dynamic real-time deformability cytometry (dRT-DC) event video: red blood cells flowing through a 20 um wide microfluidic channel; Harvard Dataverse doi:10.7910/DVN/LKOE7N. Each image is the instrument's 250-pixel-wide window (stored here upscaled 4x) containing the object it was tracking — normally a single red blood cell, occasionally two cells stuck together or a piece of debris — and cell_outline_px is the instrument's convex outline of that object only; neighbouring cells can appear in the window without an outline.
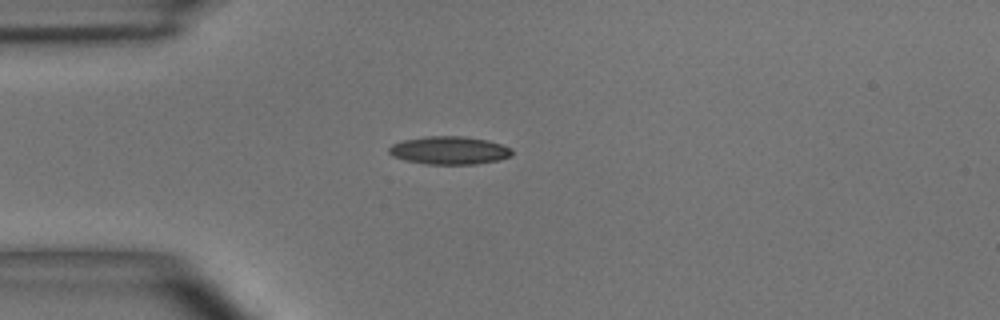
{"species": "common noctule bat (a hibernating species)", "species_latin": "Nyctalus noctula", "temperature_condition": "room temperature", "stored_images_in_passage": 2, "camera_frame_rate_fps": 3000, "um_per_image_px": 0.085, "animal": {"sex": "male", "body_mass_g": 15.6}, "frame": {"image": 1, "passage_image": 1, "time_ms": 0.0, "image_size_px": [1000, 320], "cell_outline_px": [[512, 156], [500, 160], [476, 164], [424, 164], [404, 160], [392, 156], [388, 152], [388, 148], [392, 144], [404, 140], [424, 136], [464, 136], [488, 140], [512, 148]], "centroid_in_image_um": [38.19, 12.78], "position_along_channel_um": 46.8, "area_um2": 20.29}}